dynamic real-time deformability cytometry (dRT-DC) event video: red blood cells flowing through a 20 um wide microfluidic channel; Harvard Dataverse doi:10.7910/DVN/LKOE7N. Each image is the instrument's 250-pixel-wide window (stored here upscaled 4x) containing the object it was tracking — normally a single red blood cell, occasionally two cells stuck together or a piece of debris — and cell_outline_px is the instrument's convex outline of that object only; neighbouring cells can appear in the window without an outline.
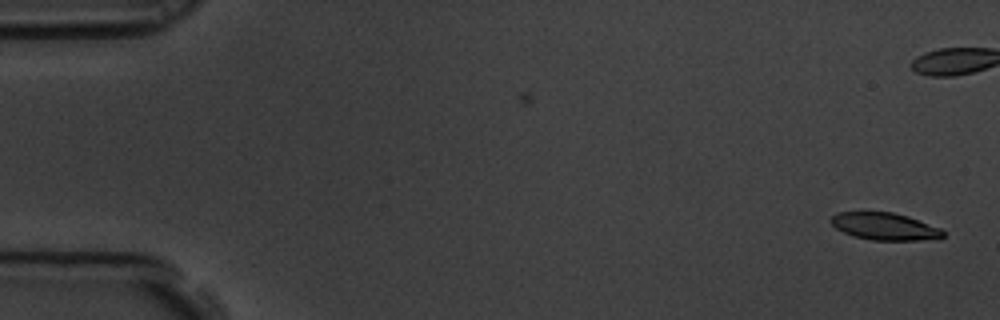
{"species": "common noctule bat (a hibernating species)", "species_latin": "Nyctalus noctula", "temperature_condition": "room temperature", "stored_images_in_passage": 59, "camera_frame_rate_fps": 3000, "um_per_image_px": 0.085, "animal": {"sex": "male", "body_mass_g": 19.5, "forearm_length_mm": 54.6}, "frame": {"image": 1, "passage_image": 1, "time_ms": 0.0, "image_size_px": [1000, 320], "cell_outline_px": [[944, 236], [940, 240], [872, 240], [852, 236], [836, 228], [832, 224], [832, 216], [836, 212], [892, 212], [908, 216], [940, 228], [944, 232]], "centroid_in_image_um": [75.24, 19.26], "position_along_channel_um": 9.8, "area_um2": 17.86}}
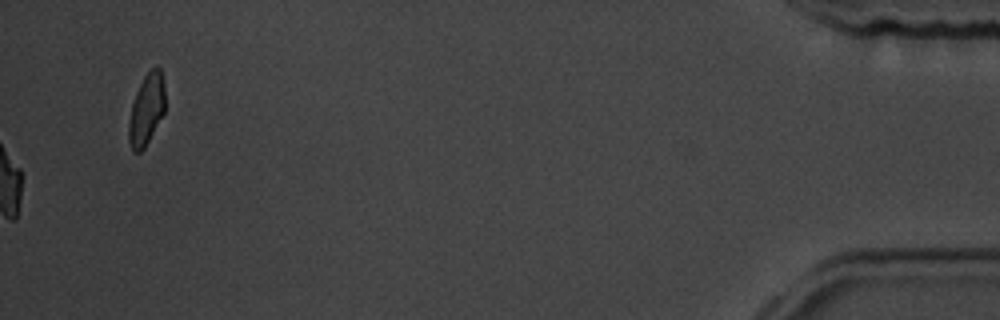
{"frame": {"image": 2, "passage_image": 59, "time_ms": 19.333, "image_size_px": [1000, 320], "cell_outline_px": [[164, 112], [144, 148], [140, 152], [132, 152], [128, 140], [128, 124], [132, 104], [136, 92], [144, 76], [156, 64], [160, 68], [164, 84]], "centroid_in_image_um": [12.43, 9.3], "position_along_channel_um": 422.8, "area_um2": 14.97}, "authors_computed_cell_mechanics": {"area_um2": 19.7676, "velocity_mm_per_s": 3.471, "shape_relaxation_time_tau1_ms": 4.4309, "shape_relaxation_time_tau2_ms": 3.9802, "deformation_change_tau1": 0.1366, "deformation_change_tau2": 0.1098}}